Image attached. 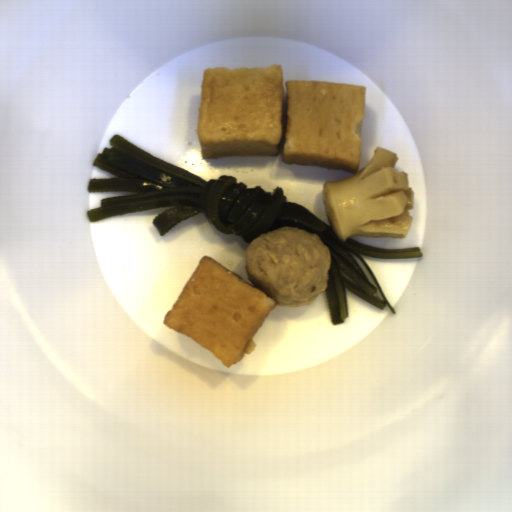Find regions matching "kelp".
<instances>
[{
  "label": "kelp",
  "instance_id": "obj_1",
  "mask_svg": "<svg viewBox=\"0 0 512 512\" xmlns=\"http://www.w3.org/2000/svg\"><path fill=\"white\" fill-rule=\"evenodd\" d=\"M92 165L118 177L90 178L89 192H138L103 197L100 207L87 210L89 222L157 207H172L157 215L152 224L160 236L175 225L203 213L225 235L235 234L247 244L263 232L297 227L317 233L330 249L331 267L325 289L332 324L349 316L346 289L380 310H397L389 302L376 274L360 254L389 259L424 257L421 247L371 246L351 237L339 239L331 225L297 202L287 201L284 189L275 185L265 192L261 185L248 187L235 175L205 181L194 173L161 160L119 134L109 139Z\"/></svg>",
  "mask_w": 512,
  "mask_h": 512
}]
</instances>
